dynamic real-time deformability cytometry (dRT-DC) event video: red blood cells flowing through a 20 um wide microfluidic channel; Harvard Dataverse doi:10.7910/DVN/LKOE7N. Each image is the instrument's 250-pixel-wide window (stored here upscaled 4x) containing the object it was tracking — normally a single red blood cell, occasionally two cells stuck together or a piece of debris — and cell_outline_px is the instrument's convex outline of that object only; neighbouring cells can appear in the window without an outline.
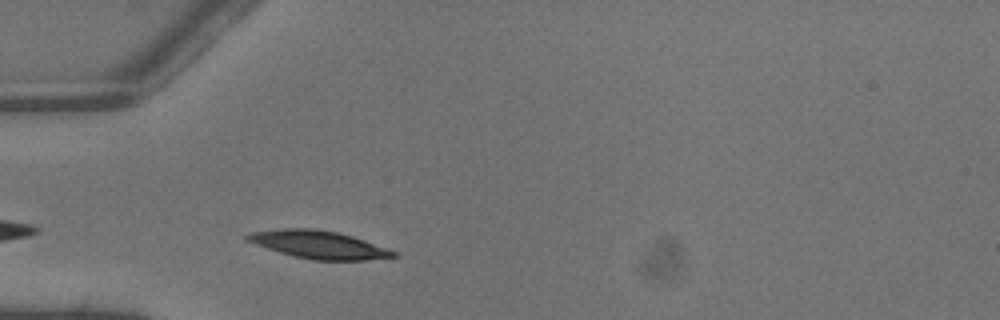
{"species": "common noctule bat (a hibernating species)", "species_latin": "Nyctalus noctula", "temperature_condition": "warm", "stored_images_in_passage": 1, "camera_frame_rate_fps": 3000, "um_per_image_px": 0.085, "animal": {"sex": "male", "body_mass_g": 13.3}, "frame": {"image": 1, "passage_image": 1, "time_ms": 0.0, "image_size_px": [1000, 320], "cell_outline_px": [[396, 256], [364, 260], [312, 260], [292, 256], [244, 240], [244, 236], [252, 232], [280, 228], [312, 228], [336, 232], [352, 236], [364, 240], [396, 252]], "centroid_in_image_um": [27.03, 20.79], "position_along_channel_um": 58.0, "area_um2": 23.41}}